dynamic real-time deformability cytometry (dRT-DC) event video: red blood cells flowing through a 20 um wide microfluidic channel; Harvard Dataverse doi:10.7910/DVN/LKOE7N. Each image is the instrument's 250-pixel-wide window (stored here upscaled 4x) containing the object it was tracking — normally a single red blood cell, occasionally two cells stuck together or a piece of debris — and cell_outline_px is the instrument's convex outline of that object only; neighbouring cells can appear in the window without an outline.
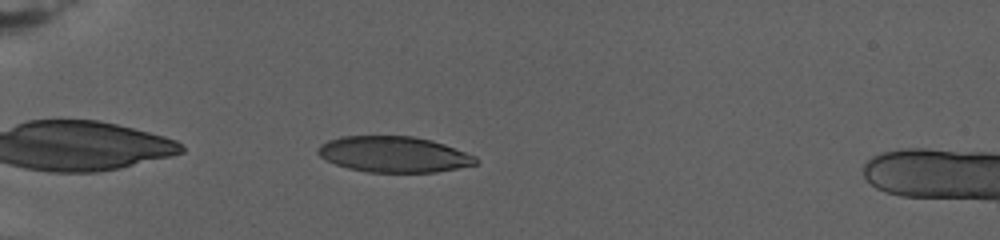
{"species": "human", "species_latin": "Homo sapiens", "temperature_condition": "warm", "stored_images_in_passage": 97, "camera_frame_rate_fps": 3000, "um_per_image_px": 0.085, "donor": {"sex": "female"}, "frame": {"image": 1, "passage_image": 6, "time_ms": 1.333, "image_size_px": [1000, 240], "cell_outline_px": [[476, 164], [436, 172], [368, 172], [348, 168], [336, 164], [320, 156], [316, 152], [316, 148], [320, 144], [328, 140], [340, 136], [412, 136], [432, 140], [444, 144], [476, 156]], "centroid_in_image_um": [33.44, 13.11], "position_along_channel_um": 51.6, "area_um2": 32.89}}
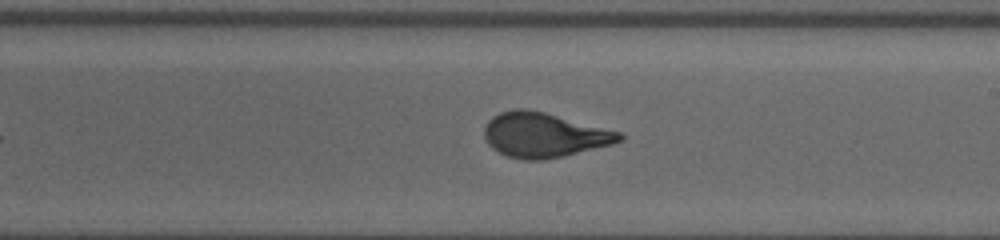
{"frame": {"image": 2, "passage_image": 51, "time_ms": 9.333, "image_size_px": [1000, 240], "cell_outline_px": [[624, 140], [612, 144], [564, 156], [540, 160], [524, 160], [508, 156], [492, 148], [488, 144], [484, 136], [484, 128], [488, 120], [492, 116], [500, 112], [516, 108], [524, 108], [544, 112], [620, 132], [624, 136]], "centroid_in_image_um": [46.22, 11.47], "position_along_channel_um": 242.8, "area_um2": 35.03}}
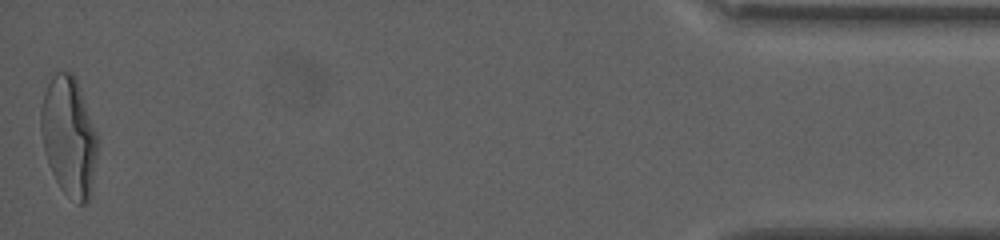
{"frame": {"image": 3, "passage_image": 96, "time_ms": 19.0, "image_size_px": [1000, 240], "cell_outline_px": [[96, 160], [92, 192], [88, 204], [80, 204], [64, 192], [60, 188], [48, 164], [44, 152], [40, 128], [40, 108], [44, 92], [52, 76], [56, 72], [72, 72], [80, 88], [96, 132]], "centroid_in_image_um": [5.84, 11.62], "position_along_channel_um": 429.4, "area_um2": 39.3}, "authors_computed_cell_mechanics": {"area_um2": 34.7956, "velocity_mm_per_s": 2.7427, "shape_relaxation_time_tau1_ms": 6.5722, "shape_relaxation_time_tau2_ms": null, "deformation_change_tau1": 0.2449, "deformation_change_tau2": null}}